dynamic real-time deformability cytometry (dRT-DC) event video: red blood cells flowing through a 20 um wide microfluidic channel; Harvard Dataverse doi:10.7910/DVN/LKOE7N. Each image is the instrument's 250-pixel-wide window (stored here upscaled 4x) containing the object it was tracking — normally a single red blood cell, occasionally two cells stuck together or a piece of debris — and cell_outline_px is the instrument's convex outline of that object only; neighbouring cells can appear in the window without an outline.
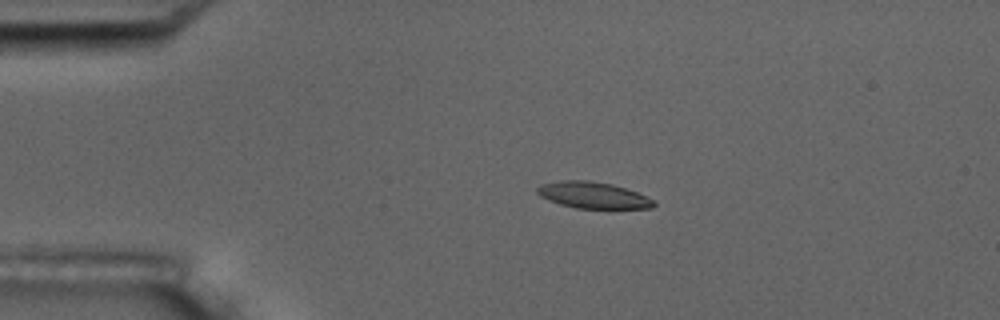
{"species": "common noctule bat (a hibernating species)", "species_latin": "Nyctalus noctula", "temperature_condition": "room temperature", "stored_images_in_passage": 5, "camera_frame_rate_fps": 3000, "um_per_image_px": 0.085, "animal": {"sex": "male", "body_mass_g": 17.5, "forearm_length_mm": 52.3}, "frame": {"image": 1, "passage_image": 3, "time_ms": 3.0, "image_size_px": [1000, 320], "cell_outline_px": [[656, 204], [652, 208], [576, 208], [560, 204], [540, 196], [536, 192], [536, 188], [540, 184], [564, 180], [588, 180], [612, 184], [636, 192], [652, 200]], "centroid_in_image_um": [50.36, 16.58], "position_along_channel_um": 34.6, "area_um2": 17.69}}
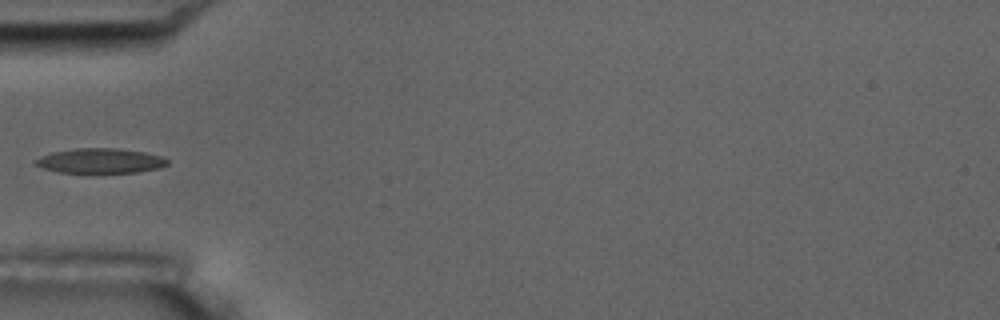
{"frame": {"image": 2, "passage_image": 5, "time_ms": 5.333, "image_size_px": [1000, 320], "cell_outline_px": [[168, 164], [160, 168], [136, 172], [60, 172], [44, 168], [36, 164], [32, 160], [40, 156], [52, 152], [76, 148], [116, 148], [144, 152], [160, 156], [168, 160]], "centroid_in_image_um": [8.51, 13.66], "position_along_channel_um": 76.5, "area_um2": 18.9}}